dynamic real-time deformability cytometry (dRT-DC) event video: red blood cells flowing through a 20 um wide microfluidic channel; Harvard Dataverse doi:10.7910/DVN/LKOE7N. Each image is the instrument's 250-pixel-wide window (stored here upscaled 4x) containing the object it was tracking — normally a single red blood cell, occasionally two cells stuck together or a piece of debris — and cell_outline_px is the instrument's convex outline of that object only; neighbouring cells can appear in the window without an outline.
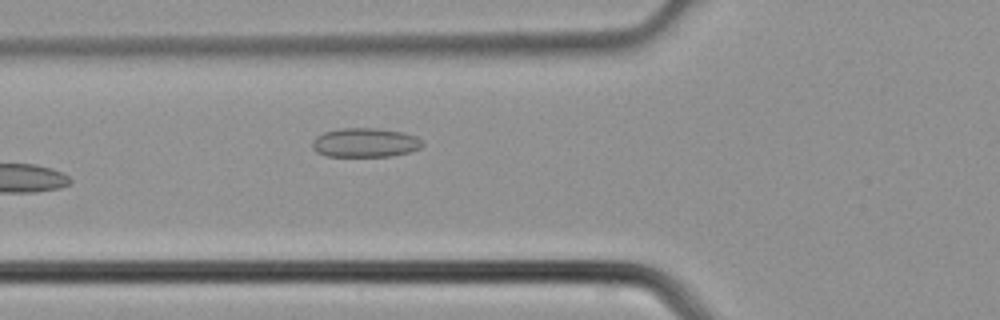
{"species": "common noctule bat (a hibernating species)", "species_latin": "Nyctalus noctula", "temperature_condition": "cold", "stored_images_in_passage": 4, "camera_frame_rate_fps": 3000, "um_per_image_px": 0.085, "animal": {"sex": "male", "body_mass_g": 21.5, "forearm_length_mm": 52.0}, "frame": {"image": 1, "passage_image": 3, "time_ms": 0.667, "image_size_px": [1000, 320], "cell_outline_px": [[424, 144], [420, 148], [408, 152], [392, 156], [324, 156], [316, 152], [312, 148], [312, 140], [316, 136], [324, 132], [340, 128], [376, 128], [404, 132], [416, 136]], "centroid_in_image_um": [31.01, 12.12], "position_along_channel_um": 94.8, "area_um2": 18.84}}